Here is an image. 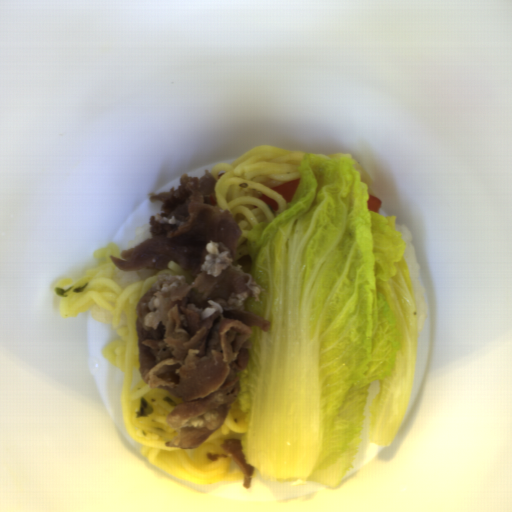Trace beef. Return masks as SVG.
I'll return each mask as SVG.
<instances>
[{"label": "beef", "instance_id": "1", "mask_svg": "<svg viewBox=\"0 0 512 512\" xmlns=\"http://www.w3.org/2000/svg\"><path fill=\"white\" fill-rule=\"evenodd\" d=\"M217 182L206 169L202 177L184 173L176 189L148 193L149 201L160 200L149 216L151 237L121 249L119 258L108 254L122 271H160L174 260L191 278L159 274L135 307L138 371L150 388L182 399L166 416L178 443L165 442L182 449L225 423L241 389L238 372L249 362L252 326L266 332L272 325L245 308L267 291L252 274L251 255L239 258L243 230L231 211H221Z\"/></svg>", "mask_w": 512, "mask_h": 512}, {"label": "beef", "instance_id": "2", "mask_svg": "<svg viewBox=\"0 0 512 512\" xmlns=\"http://www.w3.org/2000/svg\"><path fill=\"white\" fill-rule=\"evenodd\" d=\"M225 453L233 454L243 476V487L246 489L252 482V476L256 466L246 462L245 454L242 447V440L236 438L224 439L219 446Z\"/></svg>", "mask_w": 512, "mask_h": 512}, {"label": "beef", "instance_id": "3", "mask_svg": "<svg viewBox=\"0 0 512 512\" xmlns=\"http://www.w3.org/2000/svg\"><path fill=\"white\" fill-rule=\"evenodd\" d=\"M228 454L210 453L207 451L206 458L209 461H217L220 457H227Z\"/></svg>", "mask_w": 512, "mask_h": 512}]
</instances>
